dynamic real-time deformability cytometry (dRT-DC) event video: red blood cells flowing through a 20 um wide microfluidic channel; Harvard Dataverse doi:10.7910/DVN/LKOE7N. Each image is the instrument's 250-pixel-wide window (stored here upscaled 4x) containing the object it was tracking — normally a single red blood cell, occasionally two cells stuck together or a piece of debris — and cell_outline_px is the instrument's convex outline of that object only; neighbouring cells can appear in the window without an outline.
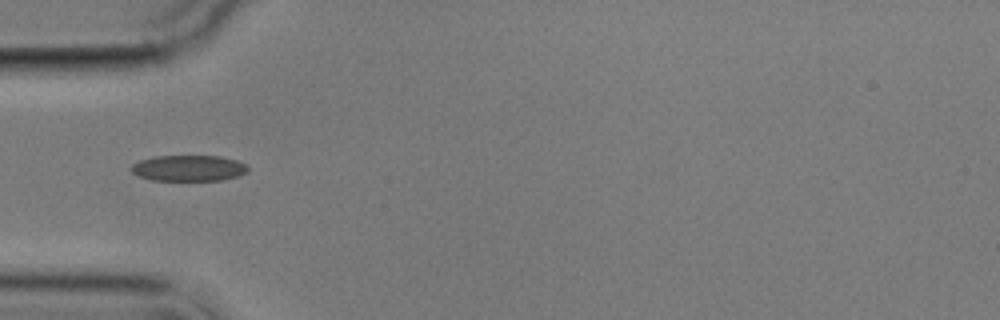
{"species": "common noctule bat (a hibernating species)", "species_latin": "Nyctalus noctula", "temperature_condition": "cold", "stored_images_in_passage": 1, "camera_frame_rate_fps": 3000, "um_per_image_px": 0.085, "animal": {"sex": "male", "body_mass_g": 17.9}, "frame": {"image": 1, "passage_image": 1, "time_ms": 0.0, "image_size_px": [1000, 320], "cell_outline_px": [[248, 172], [236, 176], [220, 180], [152, 180], [140, 176], [132, 172], [132, 164], [140, 160], [152, 156], [220, 156], [236, 160], [248, 164]], "centroid_in_image_um": [16.05, 14.28], "position_along_channel_um": 68.9, "area_um2": 17.57}}